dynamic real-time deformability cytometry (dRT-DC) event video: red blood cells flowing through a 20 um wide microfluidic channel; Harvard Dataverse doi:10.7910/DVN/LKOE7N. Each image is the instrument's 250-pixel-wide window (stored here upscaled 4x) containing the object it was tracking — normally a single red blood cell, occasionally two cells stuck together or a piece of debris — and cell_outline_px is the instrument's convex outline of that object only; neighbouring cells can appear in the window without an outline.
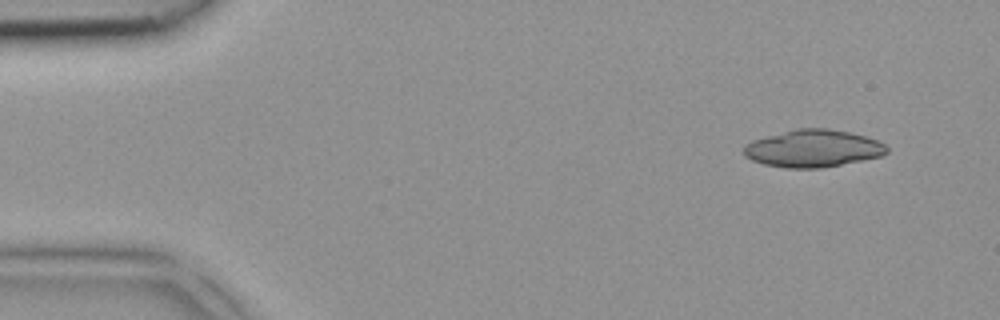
{"species": "common noctule bat (a hibernating species)", "species_latin": "Nyctalus noctula", "temperature_condition": "room temperature", "stored_images_in_passage": 2, "camera_frame_rate_fps": 3000, "um_per_image_px": 0.085, "animal": {"sex": "female", "body_mass_g": 18.4}, "frame": {"image": 1, "passage_image": 2, "time_ms": 0.333, "image_size_px": [1000, 320], "cell_outline_px": [[888, 152], [880, 156], [820, 168], [784, 168], [764, 164], [752, 160], [744, 156], [744, 144], [752, 140], [796, 128], [828, 128], [848, 132], [880, 140], [888, 148]], "centroid_in_image_um": [69.08, 12.61], "position_along_channel_um": 15.9, "area_um2": 31.04}}